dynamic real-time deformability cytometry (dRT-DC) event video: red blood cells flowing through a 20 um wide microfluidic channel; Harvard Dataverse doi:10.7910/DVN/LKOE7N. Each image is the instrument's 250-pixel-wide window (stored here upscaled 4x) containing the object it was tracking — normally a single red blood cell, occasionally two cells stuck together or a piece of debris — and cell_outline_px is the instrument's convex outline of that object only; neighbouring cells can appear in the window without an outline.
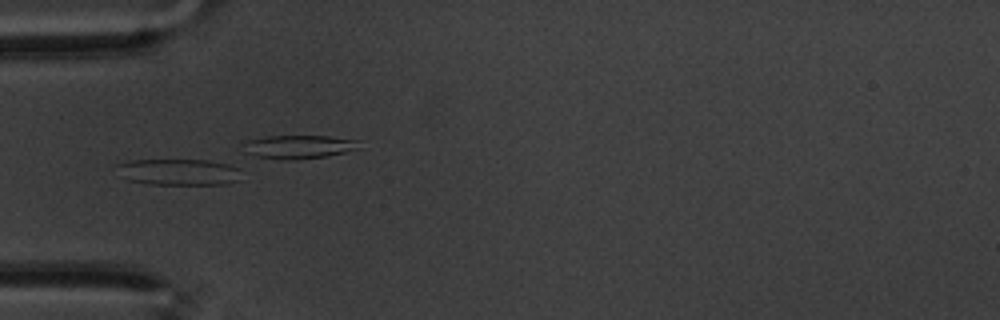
{"species": "common noctule bat (a hibernating species)", "species_latin": "Nyctalus noctula", "temperature_condition": "warm", "stored_images_in_passage": 40, "camera_frame_rate_fps": 3000, "um_per_image_px": 0.085, "animal": {"sex": "male", "body_mass_g": 20.1, "forearm_length_mm": 53.5}, "frame": {"image": 1, "passage_image": 1, "time_ms": 0.0, "image_size_px": [1000, 320], "cell_outline_px": [[240, 180], [228, 184], [144, 184], [128, 180], [124, 176], [116, 164], [128, 160], [208, 160], [240, 164]], "centroid_in_image_um": [15.32, 14.61], "position_along_channel_um": 69.7, "area_um2": 19.48}}
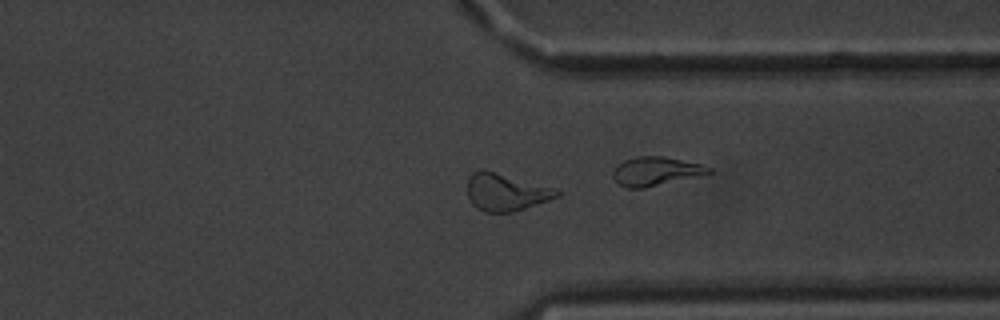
{"frame": {"image": 2, "passage_image": 27, "time_ms": 8.667, "image_size_px": [1000, 320], "cell_outline_px": [[560, 196], [512, 212], [484, 212], [476, 208], [472, 204], [468, 196], [468, 176], [472, 172], [480, 168], [484, 168], [556, 188], [560, 192]], "centroid_in_image_um": [42.97, 16.3], "position_along_channel_um": 368.4, "area_um2": 19.71}}
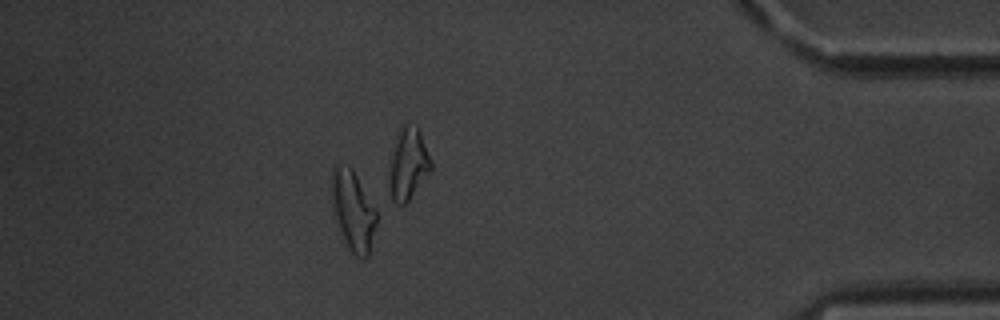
{"frame": {"image": 3, "passage_image": 34, "time_ms": 11.0, "image_size_px": [1000, 320], "cell_outline_px": [[376, 224], [368, 256], [364, 260], [356, 256], [348, 248], [340, 228], [336, 216], [332, 192], [332, 168], [336, 164], [340, 164], [352, 168], [376, 208]], "centroid_in_image_um": [30.04, 17.89], "position_along_channel_um": 405.2, "area_um2": 20.35}, "authors_computed_cell_mechanics": {"area_um2": 19.1607, "velocity_mm_per_s": 3.4558, "shape_relaxation_time_tau1_ms": null, "shape_relaxation_time_tau2_ms": 2.8676, "deformation_change_tau1": null, "deformation_change_tau2": 0.1293}}